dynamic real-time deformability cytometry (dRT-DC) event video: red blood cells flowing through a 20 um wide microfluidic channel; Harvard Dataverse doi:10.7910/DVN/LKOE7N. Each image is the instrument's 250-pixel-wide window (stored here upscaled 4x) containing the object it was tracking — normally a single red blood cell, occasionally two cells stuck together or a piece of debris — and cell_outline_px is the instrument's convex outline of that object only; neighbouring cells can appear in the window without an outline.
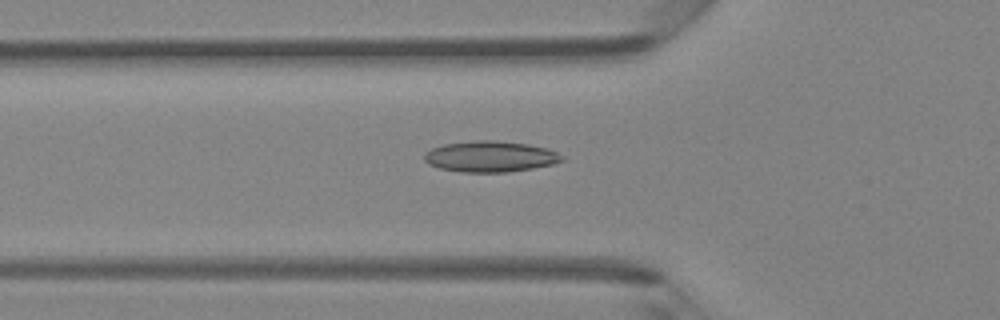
{"species": "Egyptian fruit bat (a non-hibernating species)", "species_latin": "Rousettus aegyptiacus", "temperature_condition": "room temperature", "stored_images_in_passage": 35, "camera_frame_rate_fps": 3000, "um_per_image_px": 0.085, "animal": {"sex": "female"}, "frame": {"image": 1, "passage_image": 9, "time_ms": 2.667, "image_size_px": [1000, 320], "cell_outline_px": [[564, 160], [552, 164], [532, 168], [508, 172], [460, 172], [440, 168], [428, 164], [424, 160], [424, 152], [432, 148], [444, 144], [476, 140], [492, 140], [528, 144], [548, 148], [564, 156]], "centroid_in_image_um": [41.66, 13.3], "position_along_channel_um": 84.1, "area_um2": 24.85}}
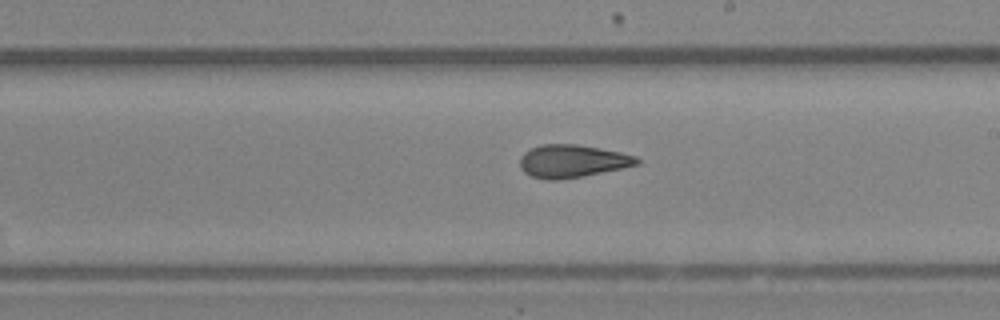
{"frame": {"image": 2, "passage_image": 20, "time_ms": 6.333, "image_size_px": [1000, 320], "cell_outline_px": [[640, 164], [624, 168], [584, 176], [556, 180], [548, 180], [532, 176], [524, 172], [520, 168], [520, 156], [524, 152], [540, 144], [576, 144], [600, 148], [620, 152], [636, 156], [640, 160]], "centroid_in_image_um": [48.65, 13.69], "position_along_channel_um": 240.3, "area_um2": 22.48}}
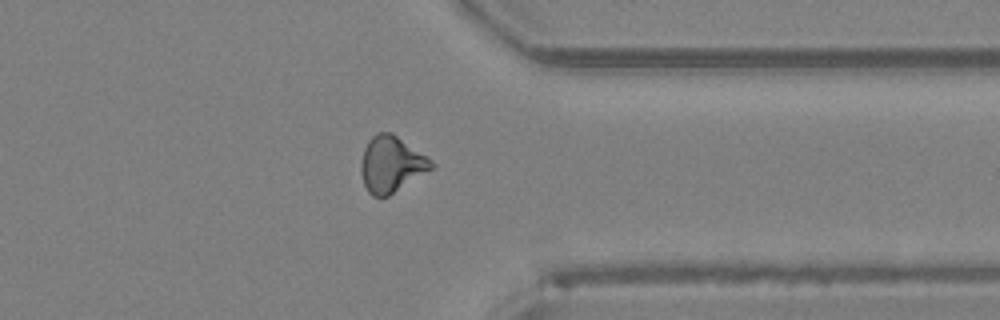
{"frame": {"image": 3, "passage_image": 30, "time_ms": 9.667, "image_size_px": [1000, 320], "cell_outline_px": [[436, 168], [388, 196], [372, 196], [368, 192], [364, 184], [360, 172], [360, 164], [364, 148], [368, 140], [376, 132], [392, 132], [428, 156], [436, 164]], "centroid_in_image_um": [33.29, 13.95], "position_along_channel_um": 378.1, "area_um2": 23.47}, "authors_computed_cell_mechanics": {"area_um2": 22.1952, "velocity_mm_per_s": 4.2644, "shape_relaxation_time_tau1_ms": 11.2535, "shape_relaxation_time_tau2_ms": 1.9753, "deformation_change_tau1": 0.2396, "deformation_change_tau2": 0.1012}}